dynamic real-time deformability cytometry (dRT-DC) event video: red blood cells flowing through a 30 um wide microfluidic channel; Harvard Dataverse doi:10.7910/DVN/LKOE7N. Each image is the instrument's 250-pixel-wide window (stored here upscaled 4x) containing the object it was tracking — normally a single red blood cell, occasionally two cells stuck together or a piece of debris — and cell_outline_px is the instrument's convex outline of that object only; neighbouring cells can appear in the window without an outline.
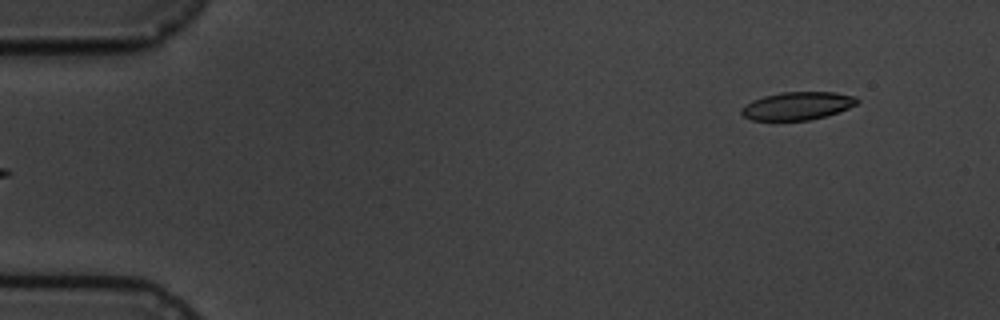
{"species": "common noctule bat (a hibernating species)", "species_latin": "Nyctalus noctula", "temperature_condition": "cold", "stored_images_in_passage": 4, "segment_of_instrument_passage": [2, 2], "camera_frame_rate_fps": 3000, "um_per_image_px": 0.085, "animal": {"sex": "male", "body_mass_g": 19.5, "forearm_length_mm": 54.6}, "frame": {"image": 1, "passage_image": 4, "time_ms": 4.333, "image_size_px": [1000, 320], "cell_outline_px": [[860, 100], [856, 104], [848, 108], [824, 116], [808, 120], [752, 120], [744, 116], [740, 112], [740, 108], [744, 104], [752, 100], [764, 96], [780, 92], [836, 92], [856, 96]], "centroid_in_image_um": [67.75, 8.98], "position_along_channel_um": 17.2, "area_um2": 18.84}}